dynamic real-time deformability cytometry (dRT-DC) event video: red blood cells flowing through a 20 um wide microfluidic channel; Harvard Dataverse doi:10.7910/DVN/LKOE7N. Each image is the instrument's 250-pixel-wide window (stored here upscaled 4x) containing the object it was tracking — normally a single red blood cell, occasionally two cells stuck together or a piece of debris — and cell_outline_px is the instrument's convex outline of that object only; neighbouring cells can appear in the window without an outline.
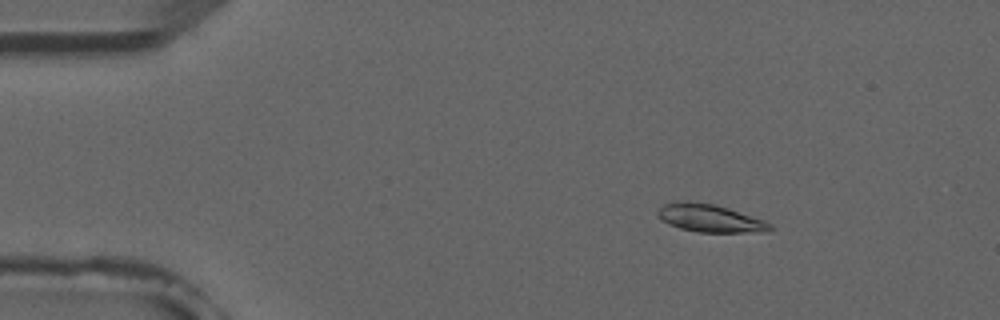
{"species": "common noctule bat (a hibernating species)", "species_latin": "Nyctalus noctula", "temperature_condition": "room temperature", "stored_images_in_passage": 52, "camera_frame_rate_fps": 3000, "um_per_image_px": 0.085, "animal": {"sex": "male", "forearm_length_mm": 52.5}, "frame": {"image": 1, "passage_image": 8, "time_ms": 2.333, "image_size_px": [1000, 320], "cell_outline_px": [[772, 228], [768, 232], [696, 232], [680, 228], [668, 224], [656, 216], [656, 212], [664, 204], [676, 200], [688, 200], [716, 204], [764, 220], [772, 224]], "centroid_in_image_um": [60.31, 18.53], "position_along_channel_um": 24.7, "area_um2": 18.5}}
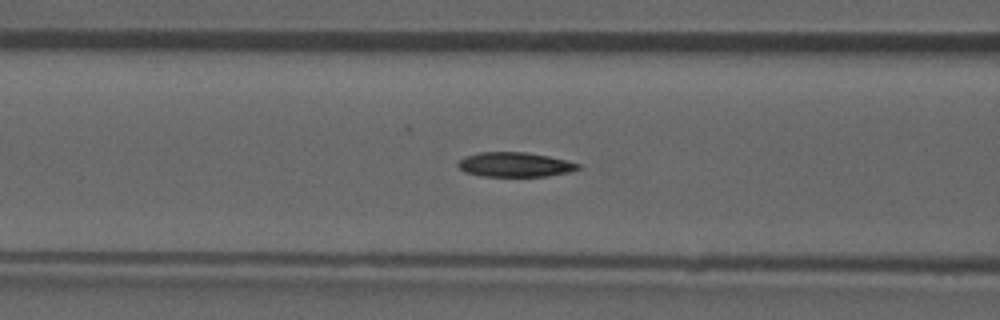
{"frame": {"image": 2, "passage_image": 21, "time_ms": 6.667, "image_size_px": [1000, 320], "cell_outline_px": [[584, 164], [580, 168], [568, 172], [544, 176], [480, 176], [464, 172], [456, 164], [464, 156], [480, 152], [524, 152], [548, 156], [568, 160]], "centroid_in_image_um": [43.77, 13.98], "position_along_channel_um": 122.8, "area_um2": 17.28}}
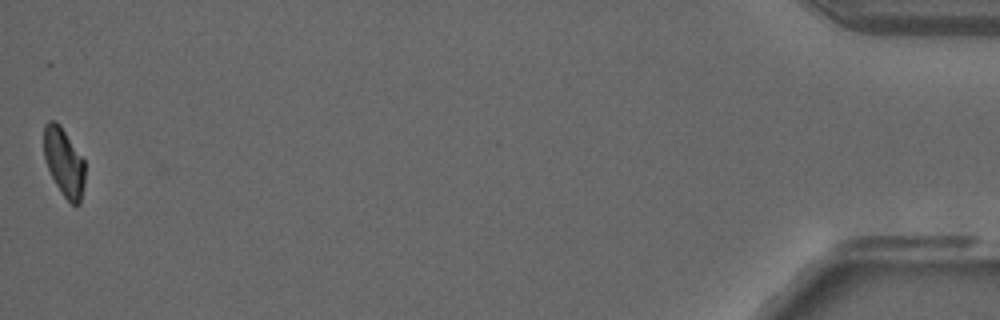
{"frame": {"image": 3, "passage_image": 52, "time_ms": 17.0, "image_size_px": [1000, 320], "cell_outline_px": [[84, 184], [80, 204], [76, 208], [64, 196], [56, 184], [44, 160], [44, 124], [48, 120], [56, 120], [60, 124], [84, 160]], "centroid_in_image_um": [5.43, 13.78], "position_along_channel_um": 429.8, "area_um2": 16.36}, "authors_computed_cell_mechanics": {"area_um2": 17.8602, "velocity_mm_per_s": 3.9304, "shape_relaxation_time_tau1_ms": null, "shape_relaxation_time_tau2_ms": 10.0888, "deformation_change_tau1": null, "deformation_change_tau2": 0.1536}}